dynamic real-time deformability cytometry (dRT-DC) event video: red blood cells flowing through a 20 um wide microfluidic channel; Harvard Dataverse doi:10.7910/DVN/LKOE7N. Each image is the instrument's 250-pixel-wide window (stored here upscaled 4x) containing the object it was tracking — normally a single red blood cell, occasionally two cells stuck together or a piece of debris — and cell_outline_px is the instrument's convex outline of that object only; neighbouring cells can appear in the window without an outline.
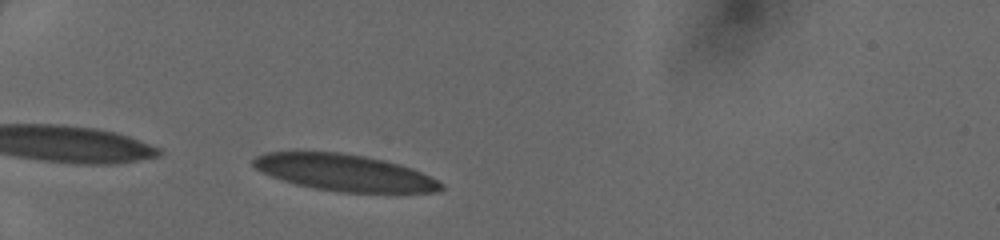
{"species": "human", "species_latin": "Homo sapiens", "temperature_condition": "cold", "stored_images_in_passage": 29, "camera_frame_rate_fps": 3000, "um_per_image_px": 0.085, "donor": {"sex": "female"}, "frame": {"image": 1, "passage_image": 1, "time_ms": 0.0, "image_size_px": [1000, 240], "cell_outline_px": [[444, 188], [436, 192], [340, 192], [312, 188], [280, 180], [260, 172], [252, 164], [252, 160], [256, 156], [264, 152], [340, 152], [364, 156], [384, 160], [400, 164], [412, 168], [444, 184]], "centroid_in_image_um": [29.23, 14.67], "position_along_channel_um": 55.8, "area_um2": 40.0}}
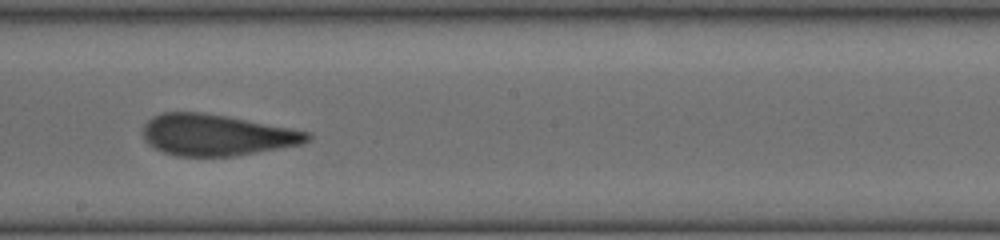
{"frame": {"image": 2, "passage_image": 15, "time_ms": 4.667, "image_size_px": [1000, 240], "cell_outline_px": [[312, 140], [300, 144], [236, 156], [176, 156], [164, 152], [148, 144], [144, 140], [144, 124], [152, 116], [164, 112], [204, 112], [228, 116], [312, 132]], "centroid_in_image_um": [18.43, 11.46], "position_along_channel_um": 229.8, "area_um2": 39.65}}
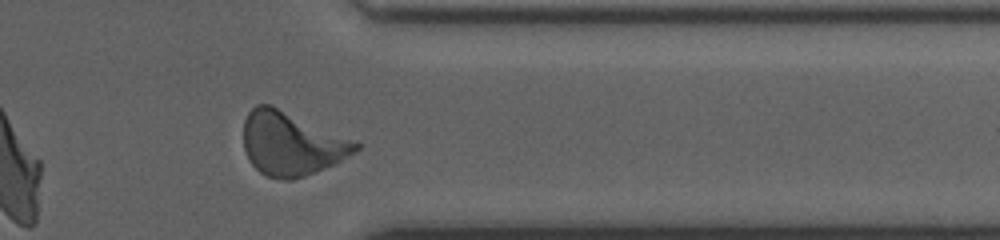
{"frame": {"image": 3, "passage_image": 26, "time_ms": 8.333, "image_size_px": [1000, 240], "cell_outline_px": [[360, 148], [340, 160], [316, 172], [292, 180], [284, 180], [268, 176], [260, 172], [252, 164], [244, 148], [244, 120], [248, 112], [256, 104], [272, 104], [356, 140], [360, 144]], "centroid_in_image_um": [24.77, 12.18], "position_along_channel_um": 386.6, "area_um2": 41.56}}